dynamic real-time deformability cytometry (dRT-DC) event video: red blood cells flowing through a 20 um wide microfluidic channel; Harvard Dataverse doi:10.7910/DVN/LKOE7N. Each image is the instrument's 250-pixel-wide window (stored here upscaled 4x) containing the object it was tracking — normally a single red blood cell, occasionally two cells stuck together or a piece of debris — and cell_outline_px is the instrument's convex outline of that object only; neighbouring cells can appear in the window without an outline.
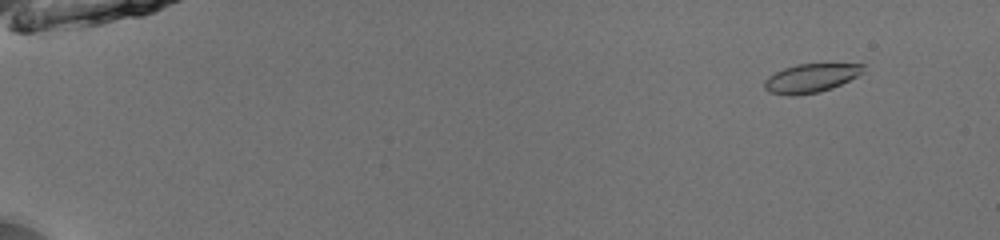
{"species": "common noctule bat (a hibernating species)", "species_latin": "Nyctalus noctula", "temperature_condition": "room temperature", "stored_images_in_passage": 54, "camera_frame_rate_fps": 3000, "um_per_image_px": 0.085, "animal": {"sex": "male", "body_mass_g": 13.0, "forearm_length_mm": 53.1}, "frame": {"image": 1, "passage_image": 6, "time_ms": 1.667, "image_size_px": [1000, 240], "cell_outline_px": [[864, 72], [832, 88], [820, 92], [796, 96], [788, 96], [768, 92], [764, 88], [764, 80], [768, 76], [784, 68], [796, 64], [864, 64]], "centroid_in_image_um": [68.88, 6.65], "position_along_channel_um": 16.1, "area_um2": 16.59}}
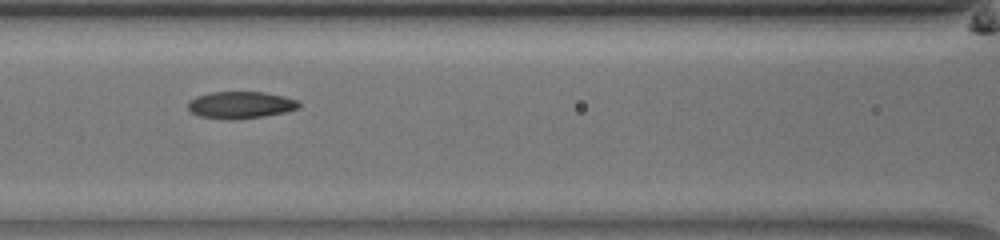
{"frame": {"image": 2, "passage_image": 27, "time_ms": 8.667, "image_size_px": [1000, 240], "cell_outline_px": [[300, 108], [284, 112], [264, 116], [232, 120], [224, 120], [200, 116], [192, 112], [188, 108], [188, 100], [196, 96], [212, 92], [264, 92], [284, 96], [296, 100], [300, 104]], "centroid_in_image_um": [20.43, 8.92], "position_along_channel_um": 146.2, "area_um2": 17.51}}
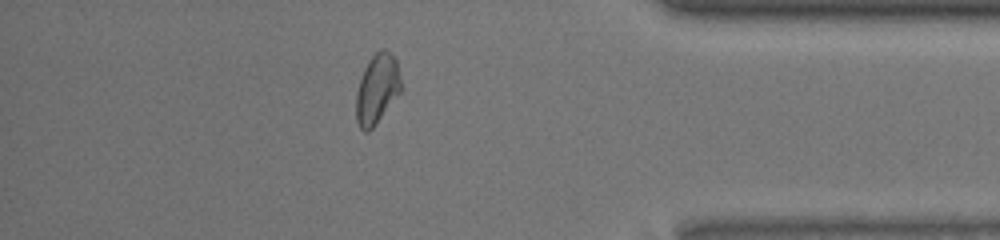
{"frame": {"image": 3, "passage_image": 48, "time_ms": 15.667, "image_size_px": [1000, 240], "cell_outline_px": [[400, 92], [376, 124], [368, 132], [364, 132], [360, 128], [356, 120], [356, 92], [364, 68], [368, 60], [380, 48], [384, 48], [396, 60], [400, 80]], "centroid_in_image_um": [32.02, 7.57], "position_along_channel_um": 403.2, "area_um2": 18.03}, "authors_computed_cell_mechanics": {"area_um2": 17.5134, "velocity_mm_per_s": 3.9655, "shape_relaxation_time_tau1_ms": 5.5073, "shape_relaxation_time_tau2_ms": 1.5116, "deformation_change_tau1": 0.1271, "deformation_change_tau2": 0.062}}